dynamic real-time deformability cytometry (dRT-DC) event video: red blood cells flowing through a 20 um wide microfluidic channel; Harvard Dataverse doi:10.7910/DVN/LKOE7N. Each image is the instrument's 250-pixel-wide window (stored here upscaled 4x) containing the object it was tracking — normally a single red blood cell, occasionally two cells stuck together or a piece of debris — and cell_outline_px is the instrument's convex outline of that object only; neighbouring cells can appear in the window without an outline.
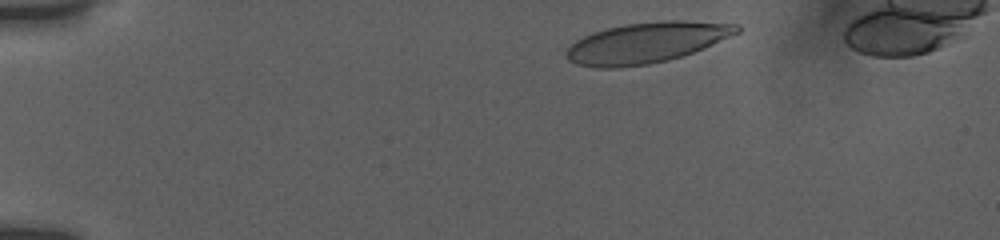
{"species": "human", "species_latin": "Homo sapiens", "temperature_condition": "room temperature", "stored_images_in_passage": 36, "camera_frame_rate_fps": 3000, "um_per_image_px": 0.085, "donor": {"sex": "female"}, "frame": {"image": 1, "passage_image": 3, "time_ms": 0.667, "image_size_px": [1000, 240], "cell_outline_px": [[740, 32], [692, 52], [668, 60], [648, 64], [620, 68], [596, 68], [576, 64], [568, 60], [564, 52], [576, 40], [592, 32], [608, 28], [628, 24], [660, 20], [684, 20], [740, 24]], "centroid_in_image_um": [54.92, 3.62], "position_along_channel_um": 30.1, "area_um2": 40.29}}
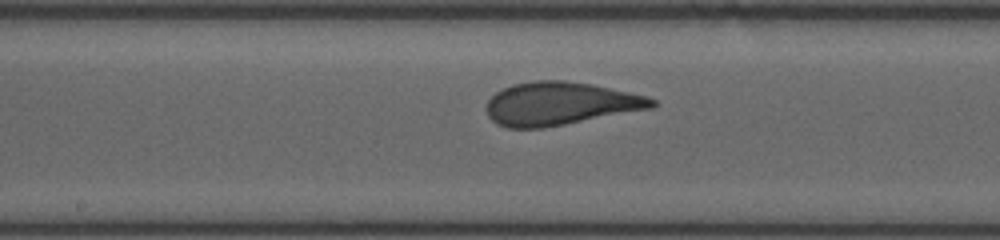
{"frame": {"image": 2, "passage_image": 21, "time_ms": 7.333, "image_size_px": [1000, 240], "cell_outline_px": [[656, 104], [652, 108], [544, 128], [508, 128], [496, 124], [488, 116], [488, 100], [496, 92], [512, 84], [532, 80], [564, 80], [592, 84], [648, 96], [656, 100]], "centroid_in_image_um": [47.6, 8.8], "position_along_channel_um": 200.6, "area_um2": 41.56}}
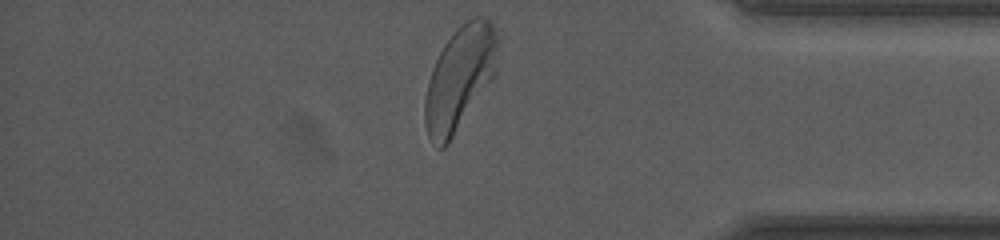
{"frame": {"image": 3, "passage_image": 36, "time_ms": 13.0, "image_size_px": [1000, 240], "cell_outline_px": [[500, 40], [496, 72], [492, 80], [448, 144], [444, 148], [436, 148], [428, 136], [424, 124], [424, 100], [428, 80], [432, 68], [444, 44], [456, 28], [460, 24], [472, 16], [484, 16], [496, 28]], "centroid_in_image_um": [39.09, 6.62], "position_along_channel_um": 396.1, "area_um2": 44.68}, "authors_computed_cell_mechanics": {"area_um2": 40.9513, "velocity_mm_per_s": 3.7967, "shape_relaxation_time_tau1_ms": 3.502, "shape_relaxation_time_tau2_ms": null, "deformation_change_tau1": 0.1695, "deformation_change_tau2": null}}